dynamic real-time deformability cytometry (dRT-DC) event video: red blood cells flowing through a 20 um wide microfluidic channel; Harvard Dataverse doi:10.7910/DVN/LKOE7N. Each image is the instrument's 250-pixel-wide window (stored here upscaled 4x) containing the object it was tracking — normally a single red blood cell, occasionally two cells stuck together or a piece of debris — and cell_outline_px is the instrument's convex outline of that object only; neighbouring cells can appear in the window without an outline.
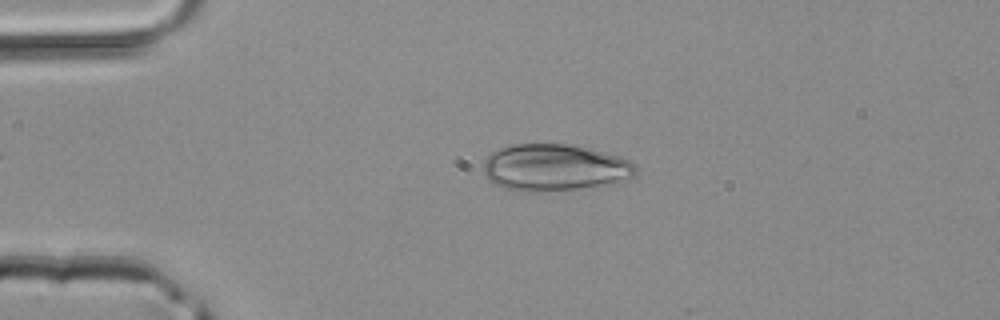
{"species": "common noctule bat (a hibernating species)", "species_latin": "Nyctalus noctula", "temperature_condition": "room temperature", "stored_images_in_passage": 12, "camera_frame_rate_fps": 3000, "um_per_image_px": 0.085, "animal": {"sex": "male", "body_mass_g": 20.4}, "frame": {"image": 1, "passage_image": 10, "time_ms": 3.0, "image_size_px": [1000, 320], "cell_outline_px": [[636, 172], [632, 176], [612, 184], [540, 192], [516, 192], [504, 188], [488, 180], [484, 172], [484, 160], [492, 152], [500, 148], [512, 144], [568, 144], [588, 148], [620, 156], [636, 164]], "centroid_in_image_um": [47.11, 14.25], "position_along_channel_um": 37.9, "area_um2": 41.62}}